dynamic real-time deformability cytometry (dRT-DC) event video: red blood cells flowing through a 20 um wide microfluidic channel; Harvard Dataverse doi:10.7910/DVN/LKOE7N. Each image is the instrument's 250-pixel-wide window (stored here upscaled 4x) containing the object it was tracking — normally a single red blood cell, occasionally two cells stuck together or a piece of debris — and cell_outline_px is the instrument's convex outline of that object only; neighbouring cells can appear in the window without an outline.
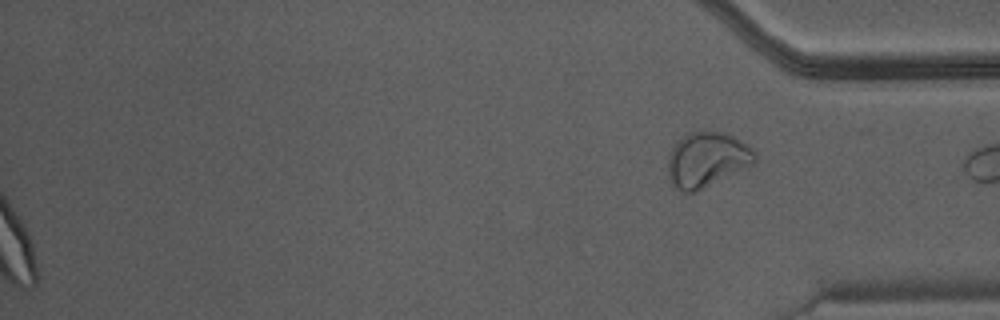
{"species": "Egyptian fruit bat (a non-hibernating species)", "species_latin": "Rousettus aegyptiacus", "temperature_condition": "warm", "stored_images_in_passage": 48, "camera_frame_rate_fps": 3000, "um_per_image_px": 0.085, "animal": {"sex": "male"}, "frame": {"image": 1, "passage_image": 48, "time_ms": 15.667, "image_size_px": [1000, 320], "cell_outline_px": [[756, 164], [696, 192], [680, 192], [668, 180], [668, 156], [672, 148], [684, 136], [692, 132], [704, 128], [724, 132], [732, 136], [752, 148], [756, 152]], "centroid_in_image_um": [60.1, 13.57], "position_along_channel_um": 375.1, "area_um2": 28.38}}